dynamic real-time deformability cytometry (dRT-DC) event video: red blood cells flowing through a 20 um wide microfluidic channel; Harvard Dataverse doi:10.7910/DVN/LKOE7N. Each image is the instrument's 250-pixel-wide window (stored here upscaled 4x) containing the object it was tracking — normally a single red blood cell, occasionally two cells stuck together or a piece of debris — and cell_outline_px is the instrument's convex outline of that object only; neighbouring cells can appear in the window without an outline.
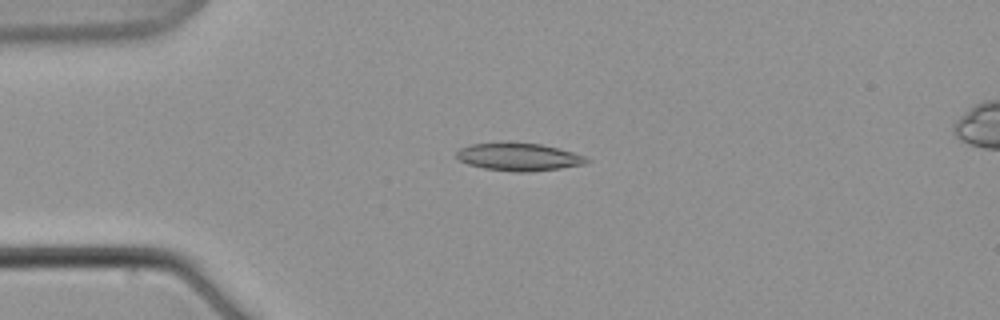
{"species": "common noctule bat (a hibernating species)", "species_latin": "Nyctalus noctula", "temperature_condition": "warm", "stored_images_in_passage": 8, "camera_frame_rate_fps": 3000, "um_per_image_px": 0.085, "animal": {"sex": "male", "body_mass_g": 21.5, "forearm_length_mm": 52.0}, "frame": {"image": 1, "passage_image": 6, "time_ms": 6.0, "image_size_px": [1000, 320], "cell_outline_px": [[592, 160], [584, 164], [560, 168], [528, 172], [516, 172], [484, 168], [468, 164], [460, 160], [456, 156], [456, 152], [460, 148], [468, 144], [500, 140], [508, 140], [540, 144], [572, 152], [584, 156]], "centroid_in_image_um": [44.03, 13.29], "position_along_channel_um": 41.0, "area_um2": 21.56}}
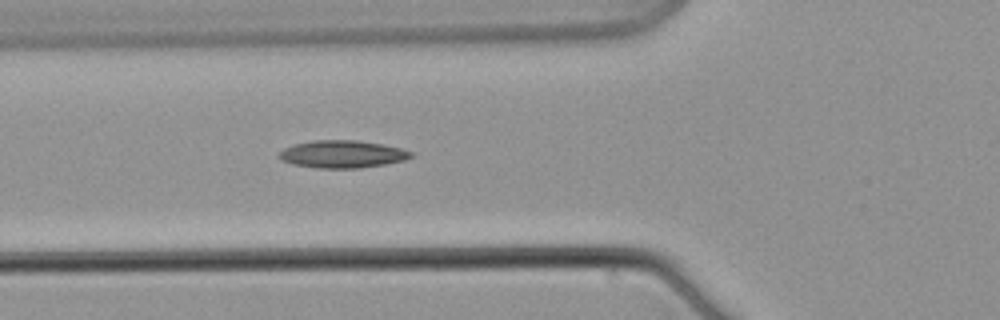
{"frame": {"image": 2, "passage_image": 8, "time_ms": 9.0, "image_size_px": [1000, 320], "cell_outline_px": [[412, 156], [404, 160], [384, 164], [360, 168], [316, 168], [292, 164], [280, 160], [276, 156], [284, 148], [296, 144], [312, 140], [356, 140], [380, 144], [400, 148], [412, 152]], "centroid_in_image_um": [29.04, 13.11], "position_along_channel_um": 96.8, "area_um2": 21.04}}